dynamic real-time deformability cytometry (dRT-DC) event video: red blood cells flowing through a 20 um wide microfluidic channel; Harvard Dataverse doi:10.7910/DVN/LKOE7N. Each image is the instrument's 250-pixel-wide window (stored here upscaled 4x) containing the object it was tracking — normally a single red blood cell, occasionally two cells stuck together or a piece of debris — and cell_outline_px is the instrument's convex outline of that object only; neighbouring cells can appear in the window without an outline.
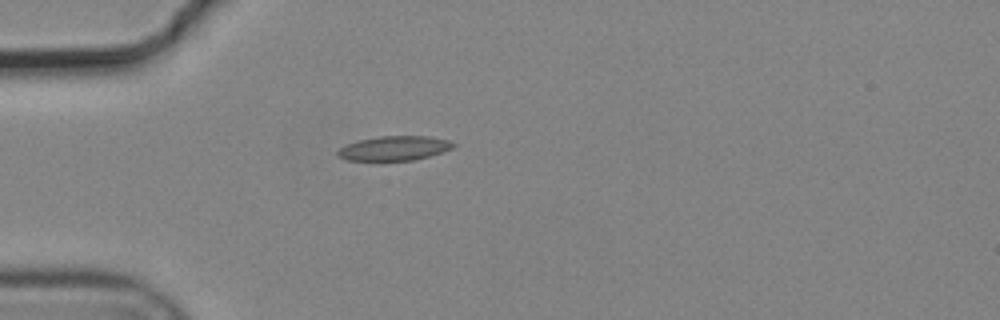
{"species": "common noctule bat (a hibernating species)", "species_latin": "Nyctalus noctula", "temperature_condition": "cold", "stored_images_in_passage": 2, "camera_frame_rate_fps": 3000, "um_per_image_px": 0.085, "animal": {"sex": "male", "body_mass_g": 19.2, "forearm_length_mm": 51.8}, "frame": {"image": 1, "passage_image": 1, "time_ms": 0.0, "image_size_px": [1000, 320], "cell_outline_px": [[456, 144], [452, 148], [444, 152], [412, 160], [384, 164], [344, 160], [336, 156], [336, 152], [344, 144], [360, 140], [380, 136], [428, 136], [448, 140]], "centroid_in_image_um": [33.41, 12.66], "position_along_channel_um": 51.6, "area_um2": 17.46}}